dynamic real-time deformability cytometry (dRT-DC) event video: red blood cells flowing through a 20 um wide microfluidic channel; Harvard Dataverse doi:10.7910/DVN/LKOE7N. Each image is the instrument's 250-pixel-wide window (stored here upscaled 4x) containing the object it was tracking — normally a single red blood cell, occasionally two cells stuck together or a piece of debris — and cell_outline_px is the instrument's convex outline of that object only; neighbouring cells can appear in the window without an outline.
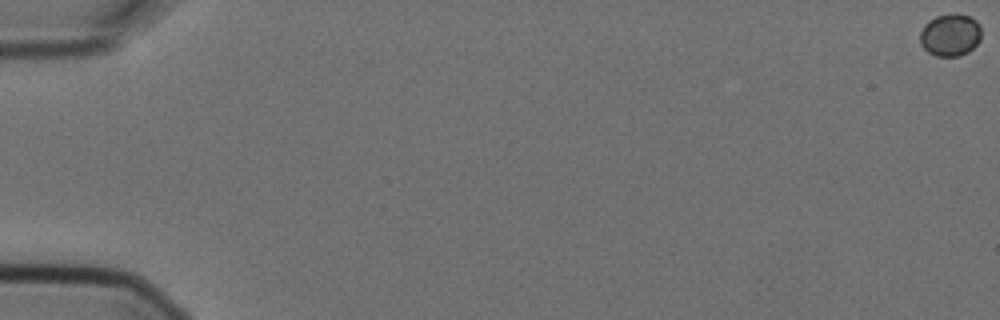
{"species": "Egyptian fruit bat (a non-hibernating species)", "species_latin": "Rousettus aegyptiacus", "temperature_condition": "cold", "stored_images_in_passage": 6, "camera_frame_rate_fps": 3000, "um_per_image_px": 0.085, "animal": {"sex": "female"}, "frame": {"image": 1, "passage_image": 1, "time_ms": 0.0, "image_size_px": [1000, 320], "cell_outline_px": [[980, 40], [968, 52], [960, 56], [936, 56], [928, 52], [920, 44], [920, 32], [924, 24], [928, 20], [936, 16], [956, 12], [968, 16], [976, 20], [980, 28]], "centroid_in_image_um": [80.75, 2.96], "position_along_channel_um": 4.3, "area_um2": 15.26}}
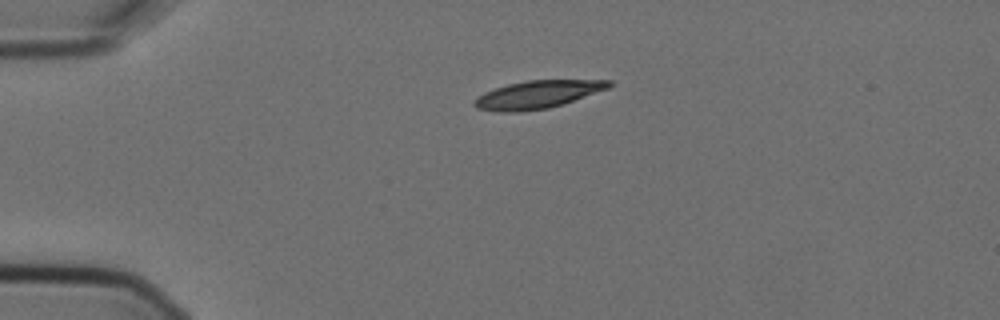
{"frame": {"image": 2, "passage_image": 6, "time_ms": 1.667, "image_size_px": [1000, 320], "cell_outline_px": [[612, 84], [608, 88], [548, 108], [520, 112], [496, 112], [476, 108], [472, 104], [472, 100], [476, 96], [484, 92], [508, 84], [528, 80], [612, 80]], "centroid_in_image_um": [45.59, 8.04], "position_along_channel_um": 39.4, "area_um2": 21.68}}